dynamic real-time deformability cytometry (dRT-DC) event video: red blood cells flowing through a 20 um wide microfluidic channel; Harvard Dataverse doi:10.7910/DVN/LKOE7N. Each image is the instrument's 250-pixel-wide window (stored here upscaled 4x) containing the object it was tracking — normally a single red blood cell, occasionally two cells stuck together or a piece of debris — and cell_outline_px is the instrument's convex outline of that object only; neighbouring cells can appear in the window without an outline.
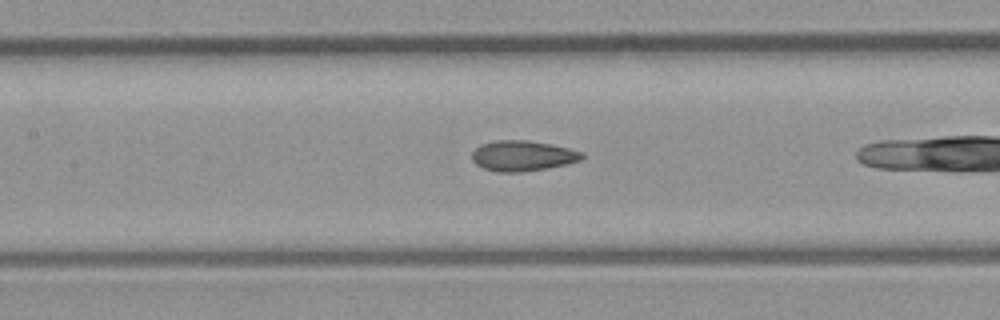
{"species": "common noctule bat (a hibernating species)", "species_latin": "Nyctalus noctula", "temperature_condition": "room temperature", "stored_images_in_passage": 13, "camera_frame_rate_fps": 3000, "um_per_image_px": 0.085, "animal": {"sex": "male", "body_mass_g": 23.1, "forearm_length_mm": 52.7}, "frame": {"image": 1, "passage_image": 8, "time_ms": 2.333, "image_size_px": [1000, 320], "cell_outline_px": [[584, 156], [580, 160], [564, 164], [544, 168], [520, 172], [500, 172], [484, 168], [476, 164], [472, 160], [472, 152], [480, 144], [496, 140], [528, 140], [552, 144], [584, 152]], "centroid_in_image_um": [44.4, 13.22], "position_along_channel_um": 163.0, "area_um2": 19.36}}
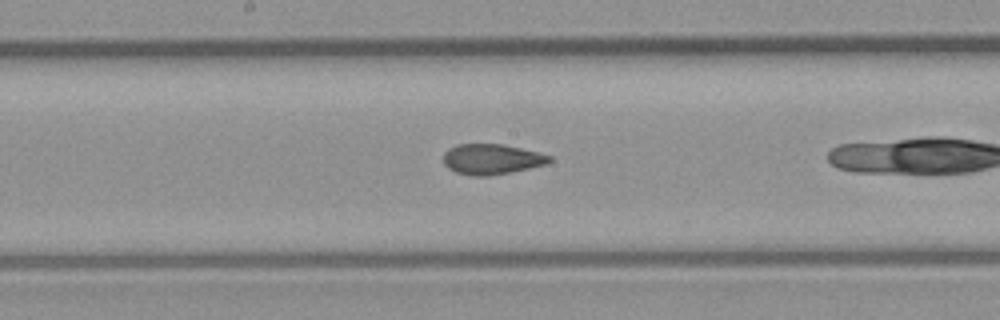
{"frame": {"image": 2, "passage_image": 11, "time_ms": 3.333, "image_size_px": [1000, 320], "cell_outline_px": [[552, 160], [544, 164], [528, 168], [488, 176], [472, 176], [456, 172], [448, 168], [444, 164], [444, 152], [448, 148], [456, 144], [504, 144], [540, 152], [552, 156]], "centroid_in_image_um": [41.77, 13.51], "position_along_channel_um": 206.4, "area_um2": 18.79}}